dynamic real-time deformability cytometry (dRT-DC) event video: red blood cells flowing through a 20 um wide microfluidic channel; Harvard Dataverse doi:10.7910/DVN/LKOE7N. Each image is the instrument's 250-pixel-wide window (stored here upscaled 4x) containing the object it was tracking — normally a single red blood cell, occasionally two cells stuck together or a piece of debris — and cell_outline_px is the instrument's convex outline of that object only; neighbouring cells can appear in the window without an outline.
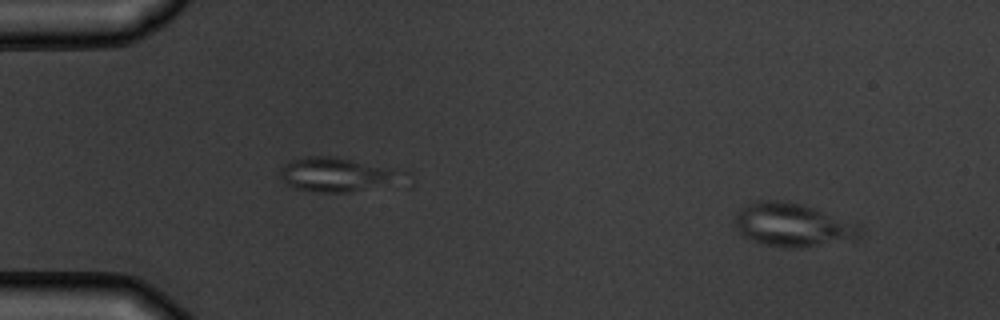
{"species": "common noctule bat (a hibernating species)", "species_latin": "Nyctalus noctula", "temperature_condition": "warm", "stored_images_in_passage": 6, "camera_frame_rate_fps": 3000, "um_per_image_px": 0.085, "animal": {"sex": "male", "body_mass_g": 19.5, "forearm_length_mm": 54.6}, "frame": {"image": 1, "passage_image": 1, "time_ms": 0.0, "image_size_px": [1000, 320], "cell_outline_px": [[864, 232], [856, 240], [800, 248], [796, 248], [764, 244], [752, 240], [744, 236], [736, 228], [732, 220], [736, 212], [740, 208], [760, 200], [776, 200], [800, 204], [812, 208], [856, 224], [864, 228]], "centroid_in_image_um": [67.38, 19.14], "position_along_channel_um": 17.6, "area_um2": 31.5}}